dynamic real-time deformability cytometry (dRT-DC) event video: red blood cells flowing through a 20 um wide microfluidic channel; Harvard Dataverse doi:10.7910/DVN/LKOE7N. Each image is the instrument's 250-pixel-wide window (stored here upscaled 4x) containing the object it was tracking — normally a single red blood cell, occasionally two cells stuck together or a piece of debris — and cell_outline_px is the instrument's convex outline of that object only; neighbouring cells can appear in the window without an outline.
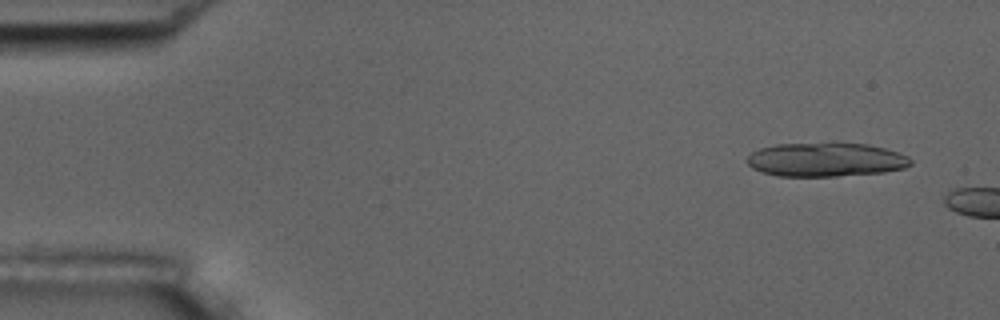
{"species": "common noctule bat (a hibernating species)", "species_latin": "Nyctalus noctula", "temperature_condition": "room temperature", "stored_images_in_passage": 3, "camera_frame_rate_fps": 3000, "um_per_image_px": 0.085, "animal": {"sex": "male", "body_mass_g": 17.5, "forearm_length_mm": 52.3}, "frame": {"image": 1, "passage_image": 1, "time_ms": 0.0, "image_size_px": [1000, 320], "cell_outline_px": [[912, 164], [904, 168], [884, 172], [836, 176], [776, 176], [752, 168], [748, 164], [748, 156], [752, 152], [760, 148], [776, 144], [836, 140], [868, 144], [900, 152], [908, 156], [912, 160]], "centroid_in_image_um": [70.23, 13.52], "position_along_channel_um": 14.8, "area_um2": 33.35}}